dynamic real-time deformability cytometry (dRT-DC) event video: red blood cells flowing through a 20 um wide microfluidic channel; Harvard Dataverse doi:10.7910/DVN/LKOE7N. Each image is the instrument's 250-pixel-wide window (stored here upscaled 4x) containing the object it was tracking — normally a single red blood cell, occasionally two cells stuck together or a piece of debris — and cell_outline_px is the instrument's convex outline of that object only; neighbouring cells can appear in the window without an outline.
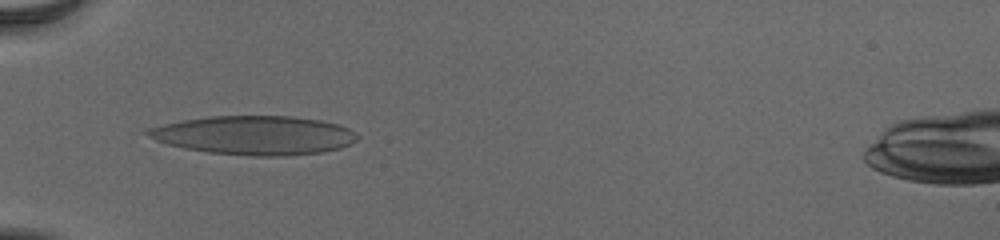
{"species": "human", "species_latin": "Homo sapiens", "temperature_condition": "cold", "stored_images_in_passage": 53, "camera_frame_rate_fps": 3000, "um_per_image_px": 0.085, "donor": {"sex": "male"}, "frame": {"image": 1, "passage_image": 18, "time_ms": 5.667, "image_size_px": [1000, 240], "cell_outline_px": [[360, 136], [356, 140], [340, 148], [320, 152], [284, 156], [248, 156], [208, 152], [184, 148], [168, 144], [156, 140], [148, 136], [144, 132], [148, 128], [164, 124], [184, 120], [208, 116], [292, 116], [320, 120], [336, 124], [348, 128], [356, 132]], "centroid_in_image_um": [21.62, 11.5], "position_along_channel_um": 63.4, "area_um2": 47.4}}
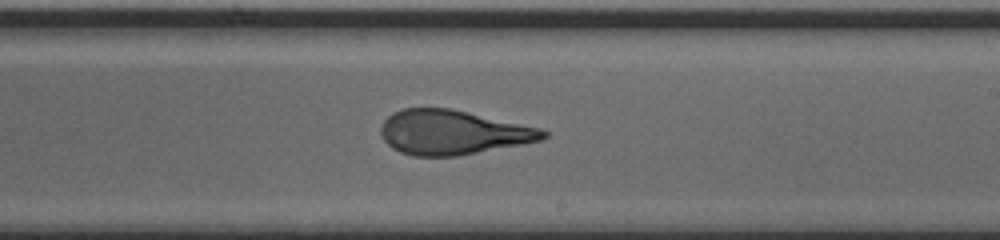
{"frame": {"image": 2, "passage_image": 33, "time_ms": 10.667, "image_size_px": [1000, 240], "cell_outline_px": [[548, 136], [540, 140], [520, 144], [456, 156], [412, 156], [400, 152], [392, 148], [384, 140], [380, 132], [380, 128], [384, 120], [392, 112], [404, 108], [448, 108], [540, 128], [548, 132]], "centroid_in_image_um": [38.42, 11.25], "position_along_channel_um": 250.6, "area_um2": 41.62}}
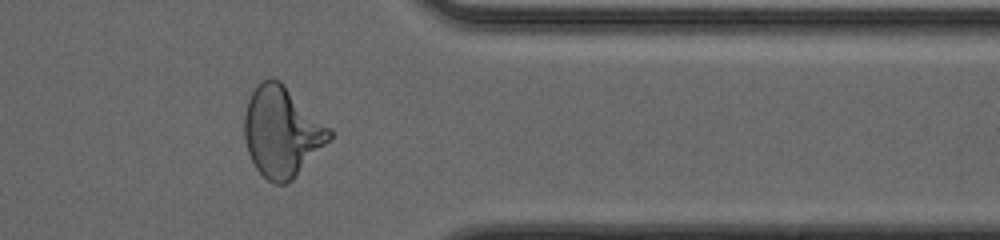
{"frame": {"image": 3, "passage_image": 44, "time_ms": 14.333, "image_size_px": [1000, 240], "cell_outline_px": [[332, 136], [292, 180], [284, 184], [272, 184], [256, 168], [248, 152], [244, 136], [244, 112], [248, 100], [256, 84], [260, 80], [272, 76], [280, 80], [332, 128]], "centroid_in_image_um": [23.94, 11.15], "position_along_channel_um": 387.5, "area_um2": 44.8}, "authors_computed_cell_mechanics": {"area_um2": 44.1014, "velocity_mm_per_s": 3.9035, "shape_relaxation_time_tau1_ms": 9.0805, "shape_relaxation_time_tau2_ms": 1.2537, "deformation_change_tau1": 0.299, "deformation_change_tau2": 0.1077}}